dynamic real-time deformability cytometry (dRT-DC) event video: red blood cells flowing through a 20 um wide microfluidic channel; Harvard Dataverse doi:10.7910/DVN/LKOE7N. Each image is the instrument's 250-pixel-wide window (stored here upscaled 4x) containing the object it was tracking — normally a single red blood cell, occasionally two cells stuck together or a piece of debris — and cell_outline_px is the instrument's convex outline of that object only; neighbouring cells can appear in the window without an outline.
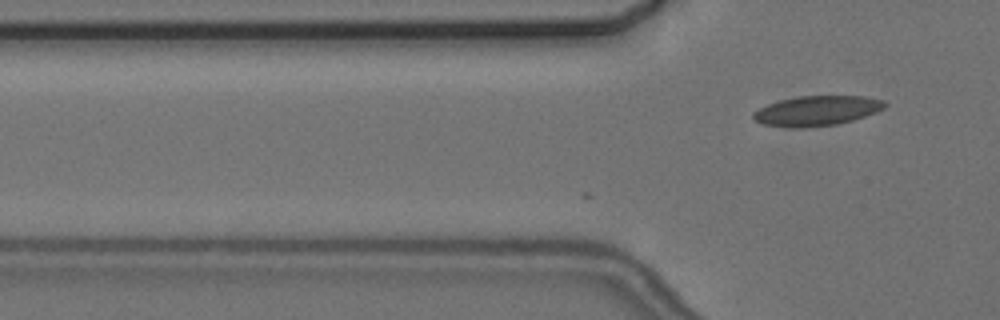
{"species": "common noctule bat (a hibernating species)", "species_latin": "Nyctalus noctula", "temperature_condition": "cold", "stored_images_in_passage": 6, "camera_frame_rate_fps": 3000, "um_per_image_px": 0.085, "animal": {"sex": "female", "body_mass_g": 24.6, "forearm_length_mm": 56.2}, "frame": {"image": 1, "passage_image": 6, "time_ms": 6.667, "image_size_px": [1000, 320], "cell_outline_px": [[888, 104], [884, 108], [876, 112], [852, 120], [836, 124], [804, 128], [788, 128], [760, 124], [752, 120], [752, 112], [768, 104], [780, 100], [800, 96], [864, 96], [884, 100]], "centroid_in_image_um": [69.39, 9.42], "position_along_channel_um": 56.4, "area_um2": 23.12}}